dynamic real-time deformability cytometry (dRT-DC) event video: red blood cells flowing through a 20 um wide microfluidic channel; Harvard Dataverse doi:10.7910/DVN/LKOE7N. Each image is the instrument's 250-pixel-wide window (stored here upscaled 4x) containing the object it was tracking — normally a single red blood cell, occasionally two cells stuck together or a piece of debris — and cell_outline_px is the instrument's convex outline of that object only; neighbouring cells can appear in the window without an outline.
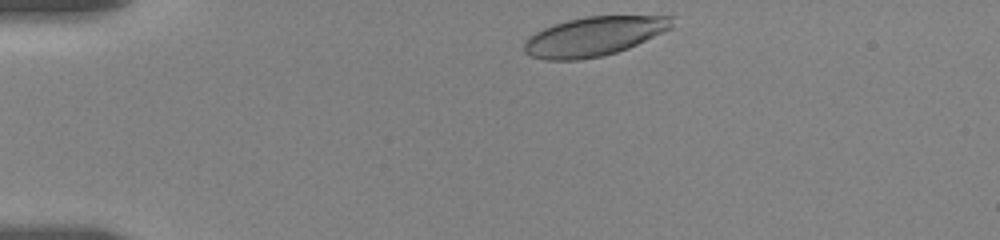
{"species": "human", "species_latin": "Homo sapiens", "temperature_condition": "room temperature", "stored_images_in_passage": 17, "camera_frame_rate_fps": 3000, "um_per_image_px": 0.085, "donor": {"sex": "female"}, "frame": {"image": 1, "passage_image": 1, "time_ms": 0.0, "image_size_px": [1000, 240], "cell_outline_px": [[672, 28], [628, 48], [616, 52], [600, 56], [580, 60], [544, 60], [532, 56], [524, 52], [524, 40], [528, 36], [544, 28], [568, 20], [588, 16], [672, 16]], "centroid_in_image_um": [50.45, 3.1], "position_along_channel_um": 34.5, "area_um2": 33.52}}
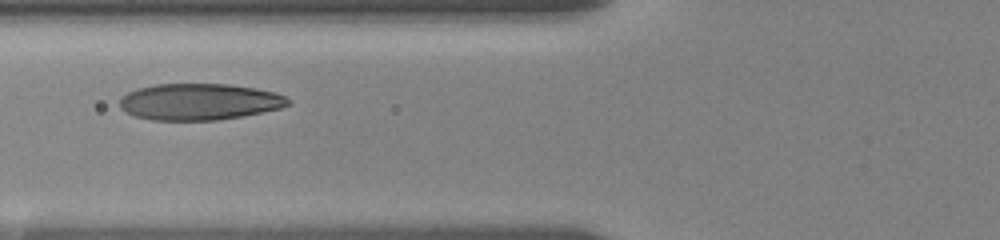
{"frame": {"image": 2, "passage_image": 8, "time_ms": 3.667, "image_size_px": [1000, 240], "cell_outline_px": [[292, 104], [280, 108], [244, 116], [216, 120], [152, 120], [136, 116], [120, 108], [120, 96], [136, 88], [156, 84], [228, 84], [256, 88], [276, 92], [292, 100]], "centroid_in_image_um": [16.97, 8.64], "position_along_channel_um": 108.8, "area_um2": 36.01}}
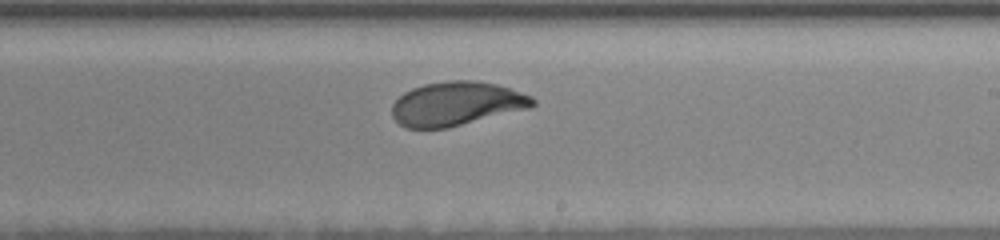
{"frame": {"image": 3, "passage_image": 17, "time_ms": 7.667, "image_size_px": [1000, 240], "cell_outline_px": [[536, 104], [532, 108], [448, 128], [404, 128], [392, 116], [392, 104], [404, 92], [412, 88], [424, 84], [448, 80], [476, 80], [496, 84], [532, 96], [536, 100]], "centroid_in_image_um": [38.82, 8.82], "position_along_channel_um": 250.2, "area_um2": 36.3}}